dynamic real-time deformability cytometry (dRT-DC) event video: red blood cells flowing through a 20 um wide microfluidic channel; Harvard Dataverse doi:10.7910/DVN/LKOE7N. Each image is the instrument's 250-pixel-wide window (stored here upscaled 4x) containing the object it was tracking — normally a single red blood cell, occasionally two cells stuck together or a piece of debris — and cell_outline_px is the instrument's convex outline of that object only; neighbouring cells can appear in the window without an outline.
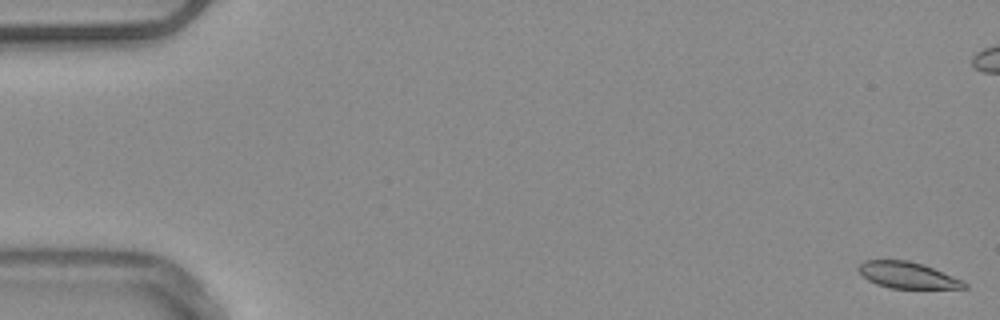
{"species": "common noctule bat (a hibernating species)", "species_latin": "Nyctalus noctula", "temperature_condition": "warm", "stored_images_in_passage": 54, "camera_frame_rate_fps": 3000, "um_per_image_px": 0.085, "animal": {"sex": "male", "body_mass_g": 20.4}, "frame": {"image": 1, "passage_image": 1, "time_ms": 0.0, "image_size_px": [1000, 320], "cell_outline_px": [[968, 288], [892, 288], [876, 284], [868, 280], [856, 268], [864, 260], [908, 260], [924, 264], [960, 280], [968, 284]], "centroid_in_image_um": [77.1, 23.38], "position_along_channel_um": 7.9, "area_um2": 16.01}, "authors_computed_cell_mechanics": {"area_um2": 17.5134, "velocity_mm_per_s": 3.8895, "shape_relaxation_time_tau1_ms": 8.2028, "shape_relaxation_time_tau2_ms": 8.6782, "deformation_change_tau1": 0.1571, "deformation_change_tau2": 0.1326}}